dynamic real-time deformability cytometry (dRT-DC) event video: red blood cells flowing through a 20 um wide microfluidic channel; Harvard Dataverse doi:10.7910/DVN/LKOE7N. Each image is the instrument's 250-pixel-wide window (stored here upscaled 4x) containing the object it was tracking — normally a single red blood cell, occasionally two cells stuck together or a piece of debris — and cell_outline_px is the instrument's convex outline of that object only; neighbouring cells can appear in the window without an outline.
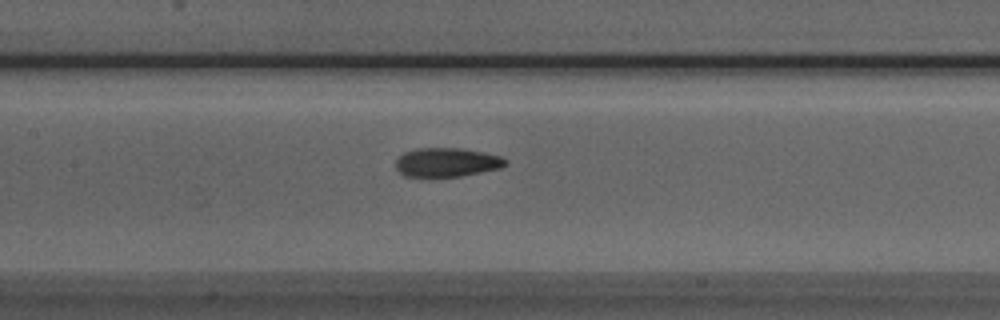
{"species": "Egyptian fruit bat (a non-hibernating species)", "species_latin": "Rousettus aegyptiacus", "temperature_condition": "room temperature", "stored_images_in_passage": 19, "camera_frame_rate_fps": 3000, "um_per_image_px": 0.085, "animal": {"sex": "male"}, "frame": {"image": 1, "passage_image": 14, "time_ms": 4.333, "image_size_px": [1000, 320], "cell_outline_px": [[508, 164], [500, 168], [460, 176], [404, 176], [396, 168], [396, 160], [404, 152], [416, 148], [460, 148], [484, 152], [500, 156], [508, 160]], "centroid_in_image_um": [37.99, 13.78], "position_along_channel_um": 169.4, "area_um2": 18.44}}